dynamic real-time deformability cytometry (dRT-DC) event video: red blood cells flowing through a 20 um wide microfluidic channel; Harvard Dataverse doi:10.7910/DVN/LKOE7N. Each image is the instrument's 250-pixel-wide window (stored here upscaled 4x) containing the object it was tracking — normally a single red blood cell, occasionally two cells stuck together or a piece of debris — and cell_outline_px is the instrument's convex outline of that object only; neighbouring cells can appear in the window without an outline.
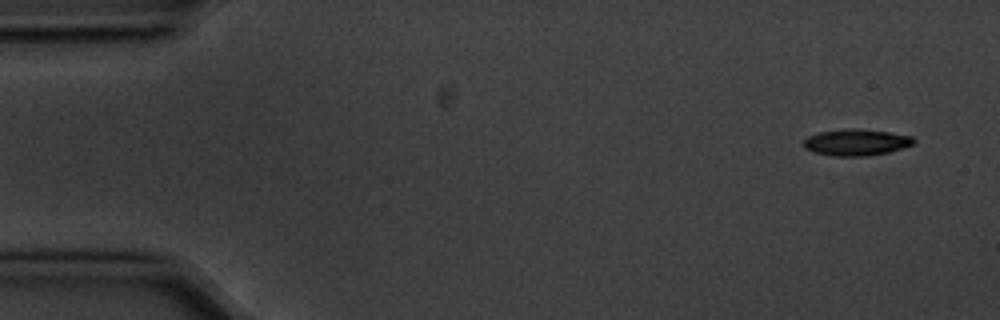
{"species": "common noctule bat (a hibernating species)", "species_latin": "Nyctalus noctula", "temperature_condition": "cold", "stored_images_in_passage": 6, "camera_frame_rate_fps": 3000, "um_per_image_px": 0.085, "animal": {"sex": "male", "body_mass_g": 20.1, "forearm_length_mm": 53.5}, "frame": {"image": 1, "passage_image": 1, "time_ms": 0.0, "image_size_px": [1000, 320], "cell_outline_px": [[916, 140], [912, 144], [888, 152], [868, 156], [832, 156], [816, 152], [804, 148], [804, 140], [808, 136], [820, 132], [848, 128], [856, 128], [888, 132], [912, 136]], "centroid_in_image_um": [72.77, 12.09], "position_along_channel_um": 12.2, "area_um2": 16.82}}
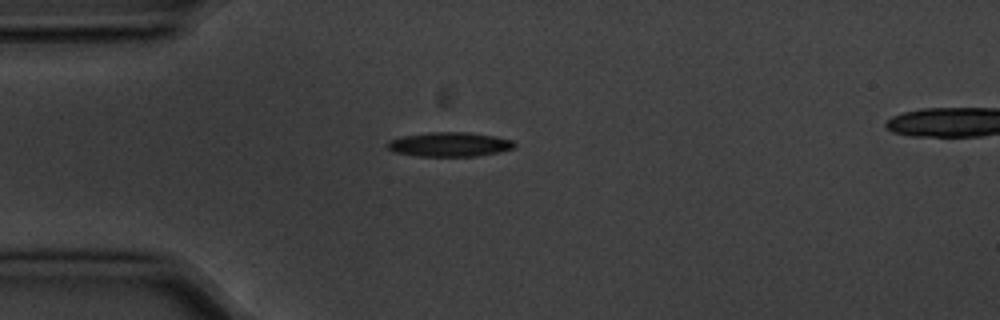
{"frame": {"image": 2, "passage_image": 4, "time_ms": 1.0, "image_size_px": [1000, 320], "cell_outline_px": [[516, 144], [512, 148], [496, 152], [476, 156], [420, 156], [396, 152], [388, 148], [384, 144], [388, 140], [404, 136], [428, 132], [468, 132], [496, 136], [512, 140]], "centroid_in_image_um": [38.18, 12.26], "position_along_channel_um": 46.8, "area_um2": 17.92}}